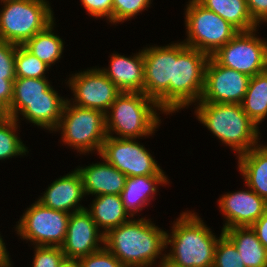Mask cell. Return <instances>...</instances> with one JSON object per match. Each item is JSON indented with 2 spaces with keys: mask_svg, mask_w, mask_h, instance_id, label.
Returning <instances> with one entry per match:
<instances>
[{
  "mask_svg": "<svg viewBox=\"0 0 267 267\" xmlns=\"http://www.w3.org/2000/svg\"><path fill=\"white\" fill-rule=\"evenodd\" d=\"M250 76L219 65L211 56L205 70V83L199 102L241 104Z\"/></svg>",
  "mask_w": 267,
  "mask_h": 267,
  "instance_id": "5bb4252c",
  "label": "cell"
},
{
  "mask_svg": "<svg viewBox=\"0 0 267 267\" xmlns=\"http://www.w3.org/2000/svg\"><path fill=\"white\" fill-rule=\"evenodd\" d=\"M99 230L86 209L71 213L66 237L61 245L65 258L80 259L100 250L102 247L99 243L104 244V233Z\"/></svg>",
  "mask_w": 267,
  "mask_h": 267,
  "instance_id": "9a60e30c",
  "label": "cell"
},
{
  "mask_svg": "<svg viewBox=\"0 0 267 267\" xmlns=\"http://www.w3.org/2000/svg\"><path fill=\"white\" fill-rule=\"evenodd\" d=\"M3 5L0 39L12 44L24 45L55 21L50 4L45 0H12Z\"/></svg>",
  "mask_w": 267,
  "mask_h": 267,
  "instance_id": "8992f818",
  "label": "cell"
},
{
  "mask_svg": "<svg viewBox=\"0 0 267 267\" xmlns=\"http://www.w3.org/2000/svg\"><path fill=\"white\" fill-rule=\"evenodd\" d=\"M0 267H11L9 253L7 252L4 240L0 235Z\"/></svg>",
  "mask_w": 267,
  "mask_h": 267,
  "instance_id": "ab89813d",
  "label": "cell"
},
{
  "mask_svg": "<svg viewBox=\"0 0 267 267\" xmlns=\"http://www.w3.org/2000/svg\"><path fill=\"white\" fill-rule=\"evenodd\" d=\"M59 130H62L64 144L75 148L80 154L96 150L99 155L107 137L105 113L79 107L67 99L55 129Z\"/></svg>",
  "mask_w": 267,
  "mask_h": 267,
  "instance_id": "52a82bcc",
  "label": "cell"
},
{
  "mask_svg": "<svg viewBox=\"0 0 267 267\" xmlns=\"http://www.w3.org/2000/svg\"><path fill=\"white\" fill-rule=\"evenodd\" d=\"M18 123L13 117L0 115V160L26 155L28 152V148L17 136Z\"/></svg>",
  "mask_w": 267,
  "mask_h": 267,
  "instance_id": "f1b7e54d",
  "label": "cell"
},
{
  "mask_svg": "<svg viewBox=\"0 0 267 267\" xmlns=\"http://www.w3.org/2000/svg\"><path fill=\"white\" fill-rule=\"evenodd\" d=\"M159 264V266L158 267H165V261L164 262H162V263H158ZM144 267H152L151 265H149V266H144Z\"/></svg>",
  "mask_w": 267,
  "mask_h": 267,
  "instance_id": "b9f144b4",
  "label": "cell"
},
{
  "mask_svg": "<svg viewBox=\"0 0 267 267\" xmlns=\"http://www.w3.org/2000/svg\"><path fill=\"white\" fill-rule=\"evenodd\" d=\"M143 50L144 94L154 100L162 113L170 115V81H173V44Z\"/></svg>",
  "mask_w": 267,
  "mask_h": 267,
  "instance_id": "7c38bea8",
  "label": "cell"
},
{
  "mask_svg": "<svg viewBox=\"0 0 267 267\" xmlns=\"http://www.w3.org/2000/svg\"><path fill=\"white\" fill-rule=\"evenodd\" d=\"M210 56L183 41L173 43V81H170V113L199 102Z\"/></svg>",
  "mask_w": 267,
  "mask_h": 267,
  "instance_id": "5b68a950",
  "label": "cell"
},
{
  "mask_svg": "<svg viewBox=\"0 0 267 267\" xmlns=\"http://www.w3.org/2000/svg\"><path fill=\"white\" fill-rule=\"evenodd\" d=\"M108 68L100 69L122 92L144 93L143 50L133 56L112 54Z\"/></svg>",
  "mask_w": 267,
  "mask_h": 267,
  "instance_id": "d6986e66",
  "label": "cell"
},
{
  "mask_svg": "<svg viewBox=\"0 0 267 267\" xmlns=\"http://www.w3.org/2000/svg\"><path fill=\"white\" fill-rule=\"evenodd\" d=\"M195 111L197 119L238 156L258 145L259 127L241 104L198 102Z\"/></svg>",
  "mask_w": 267,
  "mask_h": 267,
  "instance_id": "3957f363",
  "label": "cell"
},
{
  "mask_svg": "<svg viewBox=\"0 0 267 267\" xmlns=\"http://www.w3.org/2000/svg\"><path fill=\"white\" fill-rule=\"evenodd\" d=\"M242 109L258 125L267 116V69L250 78Z\"/></svg>",
  "mask_w": 267,
  "mask_h": 267,
  "instance_id": "4316f807",
  "label": "cell"
},
{
  "mask_svg": "<svg viewBox=\"0 0 267 267\" xmlns=\"http://www.w3.org/2000/svg\"><path fill=\"white\" fill-rule=\"evenodd\" d=\"M32 267H58L65 258L60 246H35Z\"/></svg>",
  "mask_w": 267,
  "mask_h": 267,
  "instance_id": "d6a6232c",
  "label": "cell"
},
{
  "mask_svg": "<svg viewBox=\"0 0 267 267\" xmlns=\"http://www.w3.org/2000/svg\"><path fill=\"white\" fill-rule=\"evenodd\" d=\"M81 267H127L105 246L92 254L80 258Z\"/></svg>",
  "mask_w": 267,
  "mask_h": 267,
  "instance_id": "836d02e7",
  "label": "cell"
},
{
  "mask_svg": "<svg viewBox=\"0 0 267 267\" xmlns=\"http://www.w3.org/2000/svg\"><path fill=\"white\" fill-rule=\"evenodd\" d=\"M150 219H130L104 235V246L127 267H144L165 261L166 231ZM160 256V257H159Z\"/></svg>",
  "mask_w": 267,
  "mask_h": 267,
  "instance_id": "6da1fadb",
  "label": "cell"
},
{
  "mask_svg": "<svg viewBox=\"0 0 267 267\" xmlns=\"http://www.w3.org/2000/svg\"><path fill=\"white\" fill-rule=\"evenodd\" d=\"M66 101L67 99H38L29 102L20 114L34 125L53 132L61 120Z\"/></svg>",
  "mask_w": 267,
  "mask_h": 267,
  "instance_id": "484cf974",
  "label": "cell"
},
{
  "mask_svg": "<svg viewBox=\"0 0 267 267\" xmlns=\"http://www.w3.org/2000/svg\"><path fill=\"white\" fill-rule=\"evenodd\" d=\"M249 13L253 21L259 26L260 22H267V0H246Z\"/></svg>",
  "mask_w": 267,
  "mask_h": 267,
  "instance_id": "74e56055",
  "label": "cell"
},
{
  "mask_svg": "<svg viewBox=\"0 0 267 267\" xmlns=\"http://www.w3.org/2000/svg\"><path fill=\"white\" fill-rule=\"evenodd\" d=\"M70 214L35 201L16 225L17 234L34 246H60L64 243Z\"/></svg>",
  "mask_w": 267,
  "mask_h": 267,
  "instance_id": "9c48e42d",
  "label": "cell"
},
{
  "mask_svg": "<svg viewBox=\"0 0 267 267\" xmlns=\"http://www.w3.org/2000/svg\"><path fill=\"white\" fill-rule=\"evenodd\" d=\"M38 99H63L50 85L47 78H15L13 82V98L7 116L18 120L19 113L31 101Z\"/></svg>",
  "mask_w": 267,
  "mask_h": 267,
  "instance_id": "44dd1931",
  "label": "cell"
},
{
  "mask_svg": "<svg viewBox=\"0 0 267 267\" xmlns=\"http://www.w3.org/2000/svg\"><path fill=\"white\" fill-rule=\"evenodd\" d=\"M156 109L162 111L144 93L122 92L105 113L107 136L139 139L152 135L161 123ZM113 132L119 136H113Z\"/></svg>",
  "mask_w": 267,
  "mask_h": 267,
  "instance_id": "277c9868",
  "label": "cell"
},
{
  "mask_svg": "<svg viewBox=\"0 0 267 267\" xmlns=\"http://www.w3.org/2000/svg\"><path fill=\"white\" fill-rule=\"evenodd\" d=\"M93 200L90 209L86 210L91 214L98 228H103L104 235L113 228L128 222L130 214L125 210L120 195H98Z\"/></svg>",
  "mask_w": 267,
  "mask_h": 267,
  "instance_id": "cb8c5ba5",
  "label": "cell"
},
{
  "mask_svg": "<svg viewBox=\"0 0 267 267\" xmlns=\"http://www.w3.org/2000/svg\"><path fill=\"white\" fill-rule=\"evenodd\" d=\"M187 39L184 44L212 56L239 31L197 0H190L185 9Z\"/></svg>",
  "mask_w": 267,
  "mask_h": 267,
  "instance_id": "ba28073f",
  "label": "cell"
},
{
  "mask_svg": "<svg viewBox=\"0 0 267 267\" xmlns=\"http://www.w3.org/2000/svg\"><path fill=\"white\" fill-rule=\"evenodd\" d=\"M73 92L74 105L108 112L122 91L110 81L100 68L72 74L67 81ZM75 102V103H74Z\"/></svg>",
  "mask_w": 267,
  "mask_h": 267,
  "instance_id": "4fadbf2b",
  "label": "cell"
},
{
  "mask_svg": "<svg viewBox=\"0 0 267 267\" xmlns=\"http://www.w3.org/2000/svg\"><path fill=\"white\" fill-rule=\"evenodd\" d=\"M218 202L226 218L221 231L251 226L267 211V201L252 189L224 194Z\"/></svg>",
  "mask_w": 267,
  "mask_h": 267,
  "instance_id": "2e32d148",
  "label": "cell"
},
{
  "mask_svg": "<svg viewBox=\"0 0 267 267\" xmlns=\"http://www.w3.org/2000/svg\"><path fill=\"white\" fill-rule=\"evenodd\" d=\"M58 267H81L80 259L64 258Z\"/></svg>",
  "mask_w": 267,
  "mask_h": 267,
  "instance_id": "60d3db41",
  "label": "cell"
},
{
  "mask_svg": "<svg viewBox=\"0 0 267 267\" xmlns=\"http://www.w3.org/2000/svg\"><path fill=\"white\" fill-rule=\"evenodd\" d=\"M237 157L246 186L267 201V145L258 144Z\"/></svg>",
  "mask_w": 267,
  "mask_h": 267,
  "instance_id": "7402d4cb",
  "label": "cell"
},
{
  "mask_svg": "<svg viewBox=\"0 0 267 267\" xmlns=\"http://www.w3.org/2000/svg\"><path fill=\"white\" fill-rule=\"evenodd\" d=\"M84 196L82 180L76 169L53 181L37 201L43 206L71 214L86 209L79 203Z\"/></svg>",
  "mask_w": 267,
  "mask_h": 267,
  "instance_id": "e0dca14e",
  "label": "cell"
},
{
  "mask_svg": "<svg viewBox=\"0 0 267 267\" xmlns=\"http://www.w3.org/2000/svg\"><path fill=\"white\" fill-rule=\"evenodd\" d=\"M213 267H246L234 244L223 231L216 245Z\"/></svg>",
  "mask_w": 267,
  "mask_h": 267,
  "instance_id": "4dcf8cb0",
  "label": "cell"
},
{
  "mask_svg": "<svg viewBox=\"0 0 267 267\" xmlns=\"http://www.w3.org/2000/svg\"><path fill=\"white\" fill-rule=\"evenodd\" d=\"M104 162L76 168L80 174L85 195H120L127 176L117 168Z\"/></svg>",
  "mask_w": 267,
  "mask_h": 267,
  "instance_id": "ac0fdd59",
  "label": "cell"
},
{
  "mask_svg": "<svg viewBox=\"0 0 267 267\" xmlns=\"http://www.w3.org/2000/svg\"><path fill=\"white\" fill-rule=\"evenodd\" d=\"M251 228L255 231L257 238L267 250V211L251 225Z\"/></svg>",
  "mask_w": 267,
  "mask_h": 267,
  "instance_id": "f35d334b",
  "label": "cell"
},
{
  "mask_svg": "<svg viewBox=\"0 0 267 267\" xmlns=\"http://www.w3.org/2000/svg\"><path fill=\"white\" fill-rule=\"evenodd\" d=\"M205 8L215 12L229 22L238 31H250L257 28L246 0H197Z\"/></svg>",
  "mask_w": 267,
  "mask_h": 267,
  "instance_id": "d4e9b609",
  "label": "cell"
},
{
  "mask_svg": "<svg viewBox=\"0 0 267 267\" xmlns=\"http://www.w3.org/2000/svg\"><path fill=\"white\" fill-rule=\"evenodd\" d=\"M223 234L234 244L246 267H267V250L251 226L228 228Z\"/></svg>",
  "mask_w": 267,
  "mask_h": 267,
  "instance_id": "603a6c76",
  "label": "cell"
},
{
  "mask_svg": "<svg viewBox=\"0 0 267 267\" xmlns=\"http://www.w3.org/2000/svg\"><path fill=\"white\" fill-rule=\"evenodd\" d=\"M15 79H5L0 75V115H6L13 98V82Z\"/></svg>",
  "mask_w": 267,
  "mask_h": 267,
  "instance_id": "8d00e7d4",
  "label": "cell"
},
{
  "mask_svg": "<svg viewBox=\"0 0 267 267\" xmlns=\"http://www.w3.org/2000/svg\"><path fill=\"white\" fill-rule=\"evenodd\" d=\"M172 234L166 232L165 261L173 267H213L218 238L197 214L183 212L176 219Z\"/></svg>",
  "mask_w": 267,
  "mask_h": 267,
  "instance_id": "7a4b0ae2",
  "label": "cell"
},
{
  "mask_svg": "<svg viewBox=\"0 0 267 267\" xmlns=\"http://www.w3.org/2000/svg\"><path fill=\"white\" fill-rule=\"evenodd\" d=\"M50 66L34 56L23 45H17L15 52V78H46Z\"/></svg>",
  "mask_w": 267,
  "mask_h": 267,
  "instance_id": "f546056e",
  "label": "cell"
},
{
  "mask_svg": "<svg viewBox=\"0 0 267 267\" xmlns=\"http://www.w3.org/2000/svg\"><path fill=\"white\" fill-rule=\"evenodd\" d=\"M1 1V3H3V2H7V1H12V0H0Z\"/></svg>",
  "mask_w": 267,
  "mask_h": 267,
  "instance_id": "ee69618b",
  "label": "cell"
},
{
  "mask_svg": "<svg viewBox=\"0 0 267 267\" xmlns=\"http://www.w3.org/2000/svg\"><path fill=\"white\" fill-rule=\"evenodd\" d=\"M256 29L239 31L211 57L219 65L250 77L265 71L267 69V41L256 36Z\"/></svg>",
  "mask_w": 267,
  "mask_h": 267,
  "instance_id": "30bf717a",
  "label": "cell"
},
{
  "mask_svg": "<svg viewBox=\"0 0 267 267\" xmlns=\"http://www.w3.org/2000/svg\"><path fill=\"white\" fill-rule=\"evenodd\" d=\"M16 47V44L0 39V75H5V79H15Z\"/></svg>",
  "mask_w": 267,
  "mask_h": 267,
  "instance_id": "e575fe53",
  "label": "cell"
},
{
  "mask_svg": "<svg viewBox=\"0 0 267 267\" xmlns=\"http://www.w3.org/2000/svg\"><path fill=\"white\" fill-rule=\"evenodd\" d=\"M151 4V0H113L112 23L124 22L136 16Z\"/></svg>",
  "mask_w": 267,
  "mask_h": 267,
  "instance_id": "1f68e13d",
  "label": "cell"
},
{
  "mask_svg": "<svg viewBox=\"0 0 267 267\" xmlns=\"http://www.w3.org/2000/svg\"><path fill=\"white\" fill-rule=\"evenodd\" d=\"M88 14L95 18L106 17L112 23L113 0H80Z\"/></svg>",
  "mask_w": 267,
  "mask_h": 267,
  "instance_id": "d590c367",
  "label": "cell"
},
{
  "mask_svg": "<svg viewBox=\"0 0 267 267\" xmlns=\"http://www.w3.org/2000/svg\"><path fill=\"white\" fill-rule=\"evenodd\" d=\"M166 175H147L127 177L125 186L120 193V197L125 210L130 216H135L138 211H142L143 207L148 206L154 199L159 184L169 183Z\"/></svg>",
  "mask_w": 267,
  "mask_h": 267,
  "instance_id": "ffe728a7",
  "label": "cell"
},
{
  "mask_svg": "<svg viewBox=\"0 0 267 267\" xmlns=\"http://www.w3.org/2000/svg\"><path fill=\"white\" fill-rule=\"evenodd\" d=\"M54 25H56L54 22L51 23L46 29L36 33L23 45L34 56L50 67L61 58L64 48L63 40L52 32Z\"/></svg>",
  "mask_w": 267,
  "mask_h": 267,
  "instance_id": "83f0119b",
  "label": "cell"
},
{
  "mask_svg": "<svg viewBox=\"0 0 267 267\" xmlns=\"http://www.w3.org/2000/svg\"><path fill=\"white\" fill-rule=\"evenodd\" d=\"M134 140L107 136L99 155L127 177L165 175L148 150Z\"/></svg>",
  "mask_w": 267,
  "mask_h": 267,
  "instance_id": "8fae6325",
  "label": "cell"
},
{
  "mask_svg": "<svg viewBox=\"0 0 267 267\" xmlns=\"http://www.w3.org/2000/svg\"><path fill=\"white\" fill-rule=\"evenodd\" d=\"M165 267H173L165 261Z\"/></svg>",
  "mask_w": 267,
  "mask_h": 267,
  "instance_id": "7bdbcfd3",
  "label": "cell"
}]
</instances>
